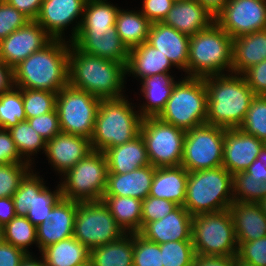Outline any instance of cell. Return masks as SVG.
Here are the masks:
<instances>
[{
	"instance_id": "obj_1",
	"label": "cell",
	"mask_w": 266,
	"mask_h": 266,
	"mask_svg": "<svg viewBox=\"0 0 266 266\" xmlns=\"http://www.w3.org/2000/svg\"><path fill=\"white\" fill-rule=\"evenodd\" d=\"M69 42V43H68ZM71 42L53 39L13 67L14 85L19 89H38L58 93L68 85Z\"/></svg>"
},
{
	"instance_id": "obj_2",
	"label": "cell",
	"mask_w": 266,
	"mask_h": 266,
	"mask_svg": "<svg viewBox=\"0 0 266 266\" xmlns=\"http://www.w3.org/2000/svg\"><path fill=\"white\" fill-rule=\"evenodd\" d=\"M68 70V84L74 88L84 90L99 99L124 96V63L89 55L71 43Z\"/></svg>"
},
{
	"instance_id": "obj_3",
	"label": "cell",
	"mask_w": 266,
	"mask_h": 266,
	"mask_svg": "<svg viewBox=\"0 0 266 266\" xmlns=\"http://www.w3.org/2000/svg\"><path fill=\"white\" fill-rule=\"evenodd\" d=\"M207 90L206 123L225 129L239 128L256 96L241 74L204 77Z\"/></svg>"
},
{
	"instance_id": "obj_4",
	"label": "cell",
	"mask_w": 266,
	"mask_h": 266,
	"mask_svg": "<svg viewBox=\"0 0 266 266\" xmlns=\"http://www.w3.org/2000/svg\"><path fill=\"white\" fill-rule=\"evenodd\" d=\"M133 109L125 96L101 99L90 139L92 150L104 152L139 136L143 118Z\"/></svg>"
},
{
	"instance_id": "obj_5",
	"label": "cell",
	"mask_w": 266,
	"mask_h": 266,
	"mask_svg": "<svg viewBox=\"0 0 266 266\" xmlns=\"http://www.w3.org/2000/svg\"><path fill=\"white\" fill-rule=\"evenodd\" d=\"M232 73V38L214 22L190 36L187 77Z\"/></svg>"
},
{
	"instance_id": "obj_6",
	"label": "cell",
	"mask_w": 266,
	"mask_h": 266,
	"mask_svg": "<svg viewBox=\"0 0 266 266\" xmlns=\"http://www.w3.org/2000/svg\"><path fill=\"white\" fill-rule=\"evenodd\" d=\"M233 202L232 174L223 166L188 172L183 206L192 216L229 209Z\"/></svg>"
},
{
	"instance_id": "obj_7",
	"label": "cell",
	"mask_w": 266,
	"mask_h": 266,
	"mask_svg": "<svg viewBox=\"0 0 266 266\" xmlns=\"http://www.w3.org/2000/svg\"><path fill=\"white\" fill-rule=\"evenodd\" d=\"M180 80L157 117L187 131L206 123L207 90L204 78L185 76Z\"/></svg>"
},
{
	"instance_id": "obj_8",
	"label": "cell",
	"mask_w": 266,
	"mask_h": 266,
	"mask_svg": "<svg viewBox=\"0 0 266 266\" xmlns=\"http://www.w3.org/2000/svg\"><path fill=\"white\" fill-rule=\"evenodd\" d=\"M108 166L103 152L92 151L68 170L60 183L64 199L76 202L100 201L107 184Z\"/></svg>"
},
{
	"instance_id": "obj_9",
	"label": "cell",
	"mask_w": 266,
	"mask_h": 266,
	"mask_svg": "<svg viewBox=\"0 0 266 266\" xmlns=\"http://www.w3.org/2000/svg\"><path fill=\"white\" fill-rule=\"evenodd\" d=\"M192 243L198 255L236 256L238 245L229 209L193 216Z\"/></svg>"
},
{
	"instance_id": "obj_10",
	"label": "cell",
	"mask_w": 266,
	"mask_h": 266,
	"mask_svg": "<svg viewBox=\"0 0 266 266\" xmlns=\"http://www.w3.org/2000/svg\"><path fill=\"white\" fill-rule=\"evenodd\" d=\"M100 101L84 90L65 86L56 97L61 132L91 139Z\"/></svg>"
},
{
	"instance_id": "obj_11",
	"label": "cell",
	"mask_w": 266,
	"mask_h": 266,
	"mask_svg": "<svg viewBox=\"0 0 266 266\" xmlns=\"http://www.w3.org/2000/svg\"><path fill=\"white\" fill-rule=\"evenodd\" d=\"M140 135L155 168L180 166L186 131L158 117L143 118Z\"/></svg>"
},
{
	"instance_id": "obj_12",
	"label": "cell",
	"mask_w": 266,
	"mask_h": 266,
	"mask_svg": "<svg viewBox=\"0 0 266 266\" xmlns=\"http://www.w3.org/2000/svg\"><path fill=\"white\" fill-rule=\"evenodd\" d=\"M125 234L102 200L77 202L73 236L89 250L114 242Z\"/></svg>"
},
{
	"instance_id": "obj_13",
	"label": "cell",
	"mask_w": 266,
	"mask_h": 266,
	"mask_svg": "<svg viewBox=\"0 0 266 266\" xmlns=\"http://www.w3.org/2000/svg\"><path fill=\"white\" fill-rule=\"evenodd\" d=\"M225 128L202 124L187 130L180 166L188 172L222 166Z\"/></svg>"
},
{
	"instance_id": "obj_14",
	"label": "cell",
	"mask_w": 266,
	"mask_h": 266,
	"mask_svg": "<svg viewBox=\"0 0 266 266\" xmlns=\"http://www.w3.org/2000/svg\"><path fill=\"white\" fill-rule=\"evenodd\" d=\"M215 22L231 38L266 30V0H228Z\"/></svg>"
},
{
	"instance_id": "obj_15",
	"label": "cell",
	"mask_w": 266,
	"mask_h": 266,
	"mask_svg": "<svg viewBox=\"0 0 266 266\" xmlns=\"http://www.w3.org/2000/svg\"><path fill=\"white\" fill-rule=\"evenodd\" d=\"M86 2L87 0H43L35 21L53 39L62 40L66 39L62 36H64V30L68 29L67 26L75 23L71 30L72 35L69 37V41L72 42L79 31Z\"/></svg>"
},
{
	"instance_id": "obj_16",
	"label": "cell",
	"mask_w": 266,
	"mask_h": 266,
	"mask_svg": "<svg viewBox=\"0 0 266 266\" xmlns=\"http://www.w3.org/2000/svg\"><path fill=\"white\" fill-rule=\"evenodd\" d=\"M53 38L35 20L0 41V58L15 67L28 56L43 49Z\"/></svg>"
},
{
	"instance_id": "obj_17",
	"label": "cell",
	"mask_w": 266,
	"mask_h": 266,
	"mask_svg": "<svg viewBox=\"0 0 266 266\" xmlns=\"http://www.w3.org/2000/svg\"><path fill=\"white\" fill-rule=\"evenodd\" d=\"M265 145L240 128L225 129L222 166L232 175L245 171Z\"/></svg>"
},
{
	"instance_id": "obj_18",
	"label": "cell",
	"mask_w": 266,
	"mask_h": 266,
	"mask_svg": "<svg viewBox=\"0 0 266 266\" xmlns=\"http://www.w3.org/2000/svg\"><path fill=\"white\" fill-rule=\"evenodd\" d=\"M89 138L60 132L46 142L45 155L48 163L61 177L81 159L92 152Z\"/></svg>"
},
{
	"instance_id": "obj_19",
	"label": "cell",
	"mask_w": 266,
	"mask_h": 266,
	"mask_svg": "<svg viewBox=\"0 0 266 266\" xmlns=\"http://www.w3.org/2000/svg\"><path fill=\"white\" fill-rule=\"evenodd\" d=\"M71 43L89 55L127 64L129 50L115 26L109 30H79Z\"/></svg>"
},
{
	"instance_id": "obj_20",
	"label": "cell",
	"mask_w": 266,
	"mask_h": 266,
	"mask_svg": "<svg viewBox=\"0 0 266 266\" xmlns=\"http://www.w3.org/2000/svg\"><path fill=\"white\" fill-rule=\"evenodd\" d=\"M193 216L184 206H178L168 215L147 223L139 232L146 240L162 244L170 241H192Z\"/></svg>"
},
{
	"instance_id": "obj_21",
	"label": "cell",
	"mask_w": 266,
	"mask_h": 266,
	"mask_svg": "<svg viewBox=\"0 0 266 266\" xmlns=\"http://www.w3.org/2000/svg\"><path fill=\"white\" fill-rule=\"evenodd\" d=\"M77 202L62 198L51 210L50 220L36 227L37 247L41 252L49 245L73 236Z\"/></svg>"
},
{
	"instance_id": "obj_22",
	"label": "cell",
	"mask_w": 266,
	"mask_h": 266,
	"mask_svg": "<svg viewBox=\"0 0 266 266\" xmlns=\"http://www.w3.org/2000/svg\"><path fill=\"white\" fill-rule=\"evenodd\" d=\"M146 42L165 54L174 67L187 74L190 36L162 22H155L151 25Z\"/></svg>"
},
{
	"instance_id": "obj_23",
	"label": "cell",
	"mask_w": 266,
	"mask_h": 266,
	"mask_svg": "<svg viewBox=\"0 0 266 266\" xmlns=\"http://www.w3.org/2000/svg\"><path fill=\"white\" fill-rule=\"evenodd\" d=\"M215 22V17L198 1L174 2L163 24L173 27L188 36L203 31Z\"/></svg>"
},
{
	"instance_id": "obj_24",
	"label": "cell",
	"mask_w": 266,
	"mask_h": 266,
	"mask_svg": "<svg viewBox=\"0 0 266 266\" xmlns=\"http://www.w3.org/2000/svg\"><path fill=\"white\" fill-rule=\"evenodd\" d=\"M155 169L150 164L128 173H108L103 196H122L143 200L149 196Z\"/></svg>"
},
{
	"instance_id": "obj_25",
	"label": "cell",
	"mask_w": 266,
	"mask_h": 266,
	"mask_svg": "<svg viewBox=\"0 0 266 266\" xmlns=\"http://www.w3.org/2000/svg\"><path fill=\"white\" fill-rule=\"evenodd\" d=\"M229 211L238 246L266 236V215L259 203L233 202Z\"/></svg>"
},
{
	"instance_id": "obj_26",
	"label": "cell",
	"mask_w": 266,
	"mask_h": 266,
	"mask_svg": "<svg viewBox=\"0 0 266 266\" xmlns=\"http://www.w3.org/2000/svg\"><path fill=\"white\" fill-rule=\"evenodd\" d=\"M108 173L123 174L150 165L141 135L132 141L105 150Z\"/></svg>"
},
{
	"instance_id": "obj_27",
	"label": "cell",
	"mask_w": 266,
	"mask_h": 266,
	"mask_svg": "<svg viewBox=\"0 0 266 266\" xmlns=\"http://www.w3.org/2000/svg\"><path fill=\"white\" fill-rule=\"evenodd\" d=\"M174 65L167 56L147 42L129 50L126 74L140 81L155 74L170 73Z\"/></svg>"
},
{
	"instance_id": "obj_28",
	"label": "cell",
	"mask_w": 266,
	"mask_h": 266,
	"mask_svg": "<svg viewBox=\"0 0 266 266\" xmlns=\"http://www.w3.org/2000/svg\"><path fill=\"white\" fill-rule=\"evenodd\" d=\"M266 59V30L232 38V73L245 70Z\"/></svg>"
},
{
	"instance_id": "obj_29",
	"label": "cell",
	"mask_w": 266,
	"mask_h": 266,
	"mask_svg": "<svg viewBox=\"0 0 266 266\" xmlns=\"http://www.w3.org/2000/svg\"><path fill=\"white\" fill-rule=\"evenodd\" d=\"M187 180L188 171L182 166L156 168L149 196L170 200L183 206Z\"/></svg>"
},
{
	"instance_id": "obj_30",
	"label": "cell",
	"mask_w": 266,
	"mask_h": 266,
	"mask_svg": "<svg viewBox=\"0 0 266 266\" xmlns=\"http://www.w3.org/2000/svg\"><path fill=\"white\" fill-rule=\"evenodd\" d=\"M170 74H155L140 81L142 84L140 91L146 100L138 110L142 118L157 117L164 109L177 82Z\"/></svg>"
},
{
	"instance_id": "obj_31",
	"label": "cell",
	"mask_w": 266,
	"mask_h": 266,
	"mask_svg": "<svg viewBox=\"0 0 266 266\" xmlns=\"http://www.w3.org/2000/svg\"><path fill=\"white\" fill-rule=\"evenodd\" d=\"M40 253L46 266H84L90 258V250L74 236L49 245Z\"/></svg>"
},
{
	"instance_id": "obj_32",
	"label": "cell",
	"mask_w": 266,
	"mask_h": 266,
	"mask_svg": "<svg viewBox=\"0 0 266 266\" xmlns=\"http://www.w3.org/2000/svg\"><path fill=\"white\" fill-rule=\"evenodd\" d=\"M151 25L140 10L120 9L115 22L116 31L128 50L147 41Z\"/></svg>"
},
{
	"instance_id": "obj_33",
	"label": "cell",
	"mask_w": 266,
	"mask_h": 266,
	"mask_svg": "<svg viewBox=\"0 0 266 266\" xmlns=\"http://www.w3.org/2000/svg\"><path fill=\"white\" fill-rule=\"evenodd\" d=\"M91 266H133V233L90 250Z\"/></svg>"
},
{
	"instance_id": "obj_34",
	"label": "cell",
	"mask_w": 266,
	"mask_h": 266,
	"mask_svg": "<svg viewBox=\"0 0 266 266\" xmlns=\"http://www.w3.org/2000/svg\"><path fill=\"white\" fill-rule=\"evenodd\" d=\"M102 201L125 233L141 231L142 200L132 197L103 196Z\"/></svg>"
},
{
	"instance_id": "obj_35",
	"label": "cell",
	"mask_w": 266,
	"mask_h": 266,
	"mask_svg": "<svg viewBox=\"0 0 266 266\" xmlns=\"http://www.w3.org/2000/svg\"><path fill=\"white\" fill-rule=\"evenodd\" d=\"M108 0H87L79 30H109L115 26L119 12Z\"/></svg>"
},
{
	"instance_id": "obj_36",
	"label": "cell",
	"mask_w": 266,
	"mask_h": 266,
	"mask_svg": "<svg viewBox=\"0 0 266 266\" xmlns=\"http://www.w3.org/2000/svg\"><path fill=\"white\" fill-rule=\"evenodd\" d=\"M8 132L20 156L30 165L33 164L31 159H34L30 156L36 155L39 150L45 153L46 141L31 127L27 120L20 121L15 126L9 128Z\"/></svg>"
},
{
	"instance_id": "obj_37",
	"label": "cell",
	"mask_w": 266,
	"mask_h": 266,
	"mask_svg": "<svg viewBox=\"0 0 266 266\" xmlns=\"http://www.w3.org/2000/svg\"><path fill=\"white\" fill-rule=\"evenodd\" d=\"M4 241L12 244L16 248L29 252L28 246H37L36 226L33 225L26 216H15L8 224L3 227Z\"/></svg>"
},
{
	"instance_id": "obj_38",
	"label": "cell",
	"mask_w": 266,
	"mask_h": 266,
	"mask_svg": "<svg viewBox=\"0 0 266 266\" xmlns=\"http://www.w3.org/2000/svg\"><path fill=\"white\" fill-rule=\"evenodd\" d=\"M234 202L260 203L266 196L265 182L257 181L245 171L232 175Z\"/></svg>"
},
{
	"instance_id": "obj_39",
	"label": "cell",
	"mask_w": 266,
	"mask_h": 266,
	"mask_svg": "<svg viewBox=\"0 0 266 266\" xmlns=\"http://www.w3.org/2000/svg\"><path fill=\"white\" fill-rule=\"evenodd\" d=\"M22 89L14 87L0 95V128L9 129L20 121H25Z\"/></svg>"
},
{
	"instance_id": "obj_40",
	"label": "cell",
	"mask_w": 266,
	"mask_h": 266,
	"mask_svg": "<svg viewBox=\"0 0 266 266\" xmlns=\"http://www.w3.org/2000/svg\"><path fill=\"white\" fill-rule=\"evenodd\" d=\"M61 187L58 184L56 190L51 191L45 186L39 193H34V201L28 209L27 219L36 227L44 220H50L52 208L62 199Z\"/></svg>"
},
{
	"instance_id": "obj_41",
	"label": "cell",
	"mask_w": 266,
	"mask_h": 266,
	"mask_svg": "<svg viewBox=\"0 0 266 266\" xmlns=\"http://www.w3.org/2000/svg\"><path fill=\"white\" fill-rule=\"evenodd\" d=\"M239 128L266 144V95H256L252 99L245 119Z\"/></svg>"
},
{
	"instance_id": "obj_42",
	"label": "cell",
	"mask_w": 266,
	"mask_h": 266,
	"mask_svg": "<svg viewBox=\"0 0 266 266\" xmlns=\"http://www.w3.org/2000/svg\"><path fill=\"white\" fill-rule=\"evenodd\" d=\"M33 171L31 169L26 174L21 180L18 190L12 196L16 216H26L34 201V193H39L46 186L44 179Z\"/></svg>"
},
{
	"instance_id": "obj_43",
	"label": "cell",
	"mask_w": 266,
	"mask_h": 266,
	"mask_svg": "<svg viewBox=\"0 0 266 266\" xmlns=\"http://www.w3.org/2000/svg\"><path fill=\"white\" fill-rule=\"evenodd\" d=\"M57 93L38 89H22L26 119L52 112L56 109Z\"/></svg>"
},
{
	"instance_id": "obj_44",
	"label": "cell",
	"mask_w": 266,
	"mask_h": 266,
	"mask_svg": "<svg viewBox=\"0 0 266 266\" xmlns=\"http://www.w3.org/2000/svg\"><path fill=\"white\" fill-rule=\"evenodd\" d=\"M163 266H192L196 256L192 241H170L159 244Z\"/></svg>"
},
{
	"instance_id": "obj_45",
	"label": "cell",
	"mask_w": 266,
	"mask_h": 266,
	"mask_svg": "<svg viewBox=\"0 0 266 266\" xmlns=\"http://www.w3.org/2000/svg\"><path fill=\"white\" fill-rule=\"evenodd\" d=\"M133 266H163L160 245L133 233Z\"/></svg>"
},
{
	"instance_id": "obj_46",
	"label": "cell",
	"mask_w": 266,
	"mask_h": 266,
	"mask_svg": "<svg viewBox=\"0 0 266 266\" xmlns=\"http://www.w3.org/2000/svg\"><path fill=\"white\" fill-rule=\"evenodd\" d=\"M29 163H9L0 165V198L12 197L21 180L31 170Z\"/></svg>"
},
{
	"instance_id": "obj_47",
	"label": "cell",
	"mask_w": 266,
	"mask_h": 266,
	"mask_svg": "<svg viewBox=\"0 0 266 266\" xmlns=\"http://www.w3.org/2000/svg\"><path fill=\"white\" fill-rule=\"evenodd\" d=\"M178 206L170 200L147 196L142 200L141 229L147 223L162 219Z\"/></svg>"
},
{
	"instance_id": "obj_48",
	"label": "cell",
	"mask_w": 266,
	"mask_h": 266,
	"mask_svg": "<svg viewBox=\"0 0 266 266\" xmlns=\"http://www.w3.org/2000/svg\"><path fill=\"white\" fill-rule=\"evenodd\" d=\"M29 21L31 20L15 7L6 1H0V41L24 27Z\"/></svg>"
},
{
	"instance_id": "obj_49",
	"label": "cell",
	"mask_w": 266,
	"mask_h": 266,
	"mask_svg": "<svg viewBox=\"0 0 266 266\" xmlns=\"http://www.w3.org/2000/svg\"><path fill=\"white\" fill-rule=\"evenodd\" d=\"M237 256L254 266H266V236L241 243L238 246Z\"/></svg>"
},
{
	"instance_id": "obj_50",
	"label": "cell",
	"mask_w": 266,
	"mask_h": 266,
	"mask_svg": "<svg viewBox=\"0 0 266 266\" xmlns=\"http://www.w3.org/2000/svg\"><path fill=\"white\" fill-rule=\"evenodd\" d=\"M26 120L46 142L61 132L56 109Z\"/></svg>"
},
{
	"instance_id": "obj_51",
	"label": "cell",
	"mask_w": 266,
	"mask_h": 266,
	"mask_svg": "<svg viewBox=\"0 0 266 266\" xmlns=\"http://www.w3.org/2000/svg\"><path fill=\"white\" fill-rule=\"evenodd\" d=\"M255 95H266V59L241 74Z\"/></svg>"
},
{
	"instance_id": "obj_52",
	"label": "cell",
	"mask_w": 266,
	"mask_h": 266,
	"mask_svg": "<svg viewBox=\"0 0 266 266\" xmlns=\"http://www.w3.org/2000/svg\"><path fill=\"white\" fill-rule=\"evenodd\" d=\"M172 0H143L141 13L151 22H162L171 10Z\"/></svg>"
},
{
	"instance_id": "obj_53",
	"label": "cell",
	"mask_w": 266,
	"mask_h": 266,
	"mask_svg": "<svg viewBox=\"0 0 266 266\" xmlns=\"http://www.w3.org/2000/svg\"><path fill=\"white\" fill-rule=\"evenodd\" d=\"M9 163H27L16 149L7 129L0 128V165Z\"/></svg>"
},
{
	"instance_id": "obj_54",
	"label": "cell",
	"mask_w": 266,
	"mask_h": 266,
	"mask_svg": "<svg viewBox=\"0 0 266 266\" xmlns=\"http://www.w3.org/2000/svg\"><path fill=\"white\" fill-rule=\"evenodd\" d=\"M27 254L5 241L0 243V266H19Z\"/></svg>"
},
{
	"instance_id": "obj_55",
	"label": "cell",
	"mask_w": 266,
	"mask_h": 266,
	"mask_svg": "<svg viewBox=\"0 0 266 266\" xmlns=\"http://www.w3.org/2000/svg\"><path fill=\"white\" fill-rule=\"evenodd\" d=\"M9 5L22 12L30 20H35L39 14L43 0H5Z\"/></svg>"
},
{
	"instance_id": "obj_56",
	"label": "cell",
	"mask_w": 266,
	"mask_h": 266,
	"mask_svg": "<svg viewBox=\"0 0 266 266\" xmlns=\"http://www.w3.org/2000/svg\"><path fill=\"white\" fill-rule=\"evenodd\" d=\"M234 256H205L196 254L192 266H233Z\"/></svg>"
},
{
	"instance_id": "obj_57",
	"label": "cell",
	"mask_w": 266,
	"mask_h": 266,
	"mask_svg": "<svg viewBox=\"0 0 266 266\" xmlns=\"http://www.w3.org/2000/svg\"><path fill=\"white\" fill-rule=\"evenodd\" d=\"M15 87L13 67L7 65L0 58V95L9 92Z\"/></svg>"
},
{
	"instance_id": "obj_58",
	"label": "cell",
	"mask_w": 266,
	"mask_h": 266,
	"mask_svg": "<svg viewBox=\"0 0 266 266\" xmlns=\"http://www.w3.org/2000/svg\"><path fill=\"white\" fill-rule=\"evenodd\" d=\"M15 216L16 214H15L13 198L12 197L0 198V225L4 227Z\"/></svg>"
},
{
	"instance_id": "obj_59",
	"label": "cell",
	"mask_w": 266,
	"mask_h": 266,
	"mask_svg": "<svg viewBox=\"0 0 266 266\" xmlns=\"http://www.w3.org/2000/svg\"><path fill=\"white\" fill-rule=\"evenodd\" d=\"M252 178L257 181H263L266 183V165L261 163L260 160L256 159L251 165L245 170Z\"/></svg>"
},
{
	"instance_id": "obj_60",
	"label": "cell",
	"mask_w": 266,
	"mask_h": 266,
	"mask_svg": "<svg viewBox=\"0 0 266 266\" xmlns=\"http://www.w3.org/2000/svg\"><path fill=\"white\" fill-rule=\"evenodd\" d=\"M216 17L227 4L228 0H196Z\"/></svg>"
},
{
	"instance_id": "obj_61",
	"label": "cell",
	"mask_w": 266,
	"mask_h": 266,
	"mask_svg": "<svg viewBox=\"0 0 266 266\" xmlns=\"http://www.w3.org/2000/svg\"><path fill=\"white\" fill-rule=\"evenodd\" d=\"M39 258L41 259L34 258L32 254H27L19 266H46L44 258L42 256Z\"/></svg>"
},
{
	"instance_id": "obj_62",
	"label": "cell",
	"mask_w": 266,
	"mask_h": 266,
	"mask_svg": "<svg viewBox=\"0 0 266 266\" xmlns=\"http://www.w3.org/2000/svg\"><path fill=\"white\" fill-rule=\"evenodd\" d=\"M233 266H254L252 263L240 259L237 255L233 257Z\"/></svg>"
},
{
	"instance_id": "obj_63",
	"label": "cell",
	"mask_w": 266,
	"mask_h": 266,
	"mask_svg": "<svg viewBox=\"0 0 266 266\" xmlns=\"http://www.w3.org/2000/svg\"><path fill=\"white\" fill-rule=\"evenodd\" d=\"M257 159L266 165V144L262 147L260 153L257 156Z\"/></svg>"
},
{
	"instance_id": "obj_64",
	"label": "cell",
	"mask_w": 266,
	"mask_h": 266,
	"mask_svg": "<svg viewBox=\"0 0 266 266\" xmlns=\"http://www.w3.org/2000/svg\"><path fill=\"white\" fill-rule=\"evenodd\" d=\"M263 213L266 215V199H263L260 203Z\"/></svg>"
},
{
	"instance_id": "obj_65",
	"label": "cell",
	"mask_w": 266,
	"mask_h": 266,
	"mask_svg": "<svg viewBox=\"0 0 266 266\" xmlns=\"http://www.w3.org/2000/svg\"><path fill=\"white\" fill-rule=\"evenodd\" d=\"M4 241L3 227L0 225V243Z\"/></svg>"
},
{
	"instance_id": "obj_66",
	"label": "cell",
	"mask_w": 266,
	"mask_h": 266,
	"mask_svg": "<svg viewBox=\"0 0 266 266\" xmlns=\"http://www.w3.org/2000/svg\"><path fill=\"white\" fill-rule=\"evenodd\" d=\"M172 1H174V2H179V1H183V0H172Z\"/></svg>"
}]
</instances>
